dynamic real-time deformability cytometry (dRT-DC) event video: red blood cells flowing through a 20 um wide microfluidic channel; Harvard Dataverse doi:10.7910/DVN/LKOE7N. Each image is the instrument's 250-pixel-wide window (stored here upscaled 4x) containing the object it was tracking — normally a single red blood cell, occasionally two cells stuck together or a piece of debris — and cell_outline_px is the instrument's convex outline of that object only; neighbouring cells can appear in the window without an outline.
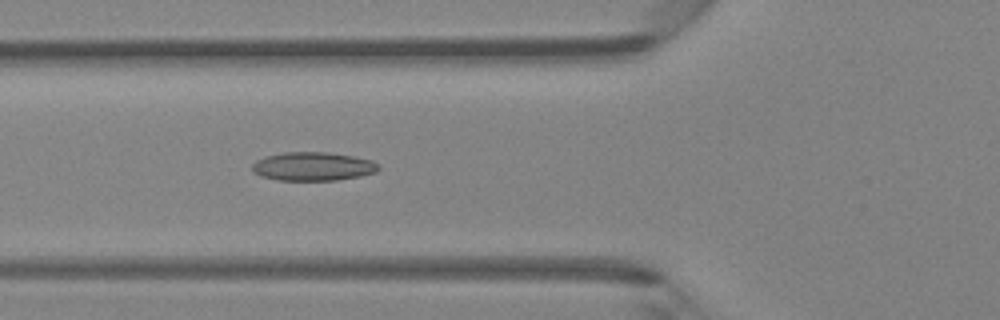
{"species": "Egyptian fruit bat (a non-hibernating species)", "species_latin": "Rousettus aegyptiacus", "temperature_condition": "room temperature", "stored_images_in_passage": 48, "camera_frame_rate_fps": 3000, "um_per_image_px": 0.085, "animal": {"sex": "female"}, "frame": {"image": 1, "passage_image": 18, "time_ms": 5.667, "image_size_px": [1000, 320], "cell_outline_px": [[380, 168], [376, 172], [360, 176], [336, 180], [276, 180], [260, 176], [252, 172], [252, 164], [256, 160], [264, 156], [284, 152], [328, 152], [352, 156], [372, 160], [380, 164]], "centroid_in_image_um": [26.58, 14.14], "position_along_channel_um": 99.2, "area_um2": 21.27}}
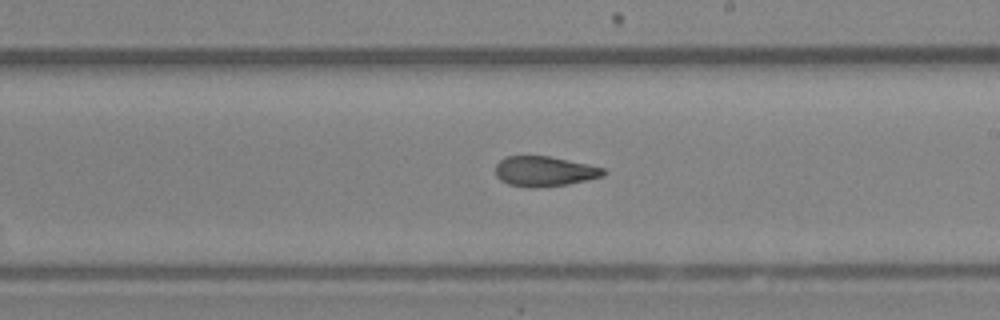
{"frame": {"image": 2, "passage_image": 28, "time_ms": 9.0, "image_size_px": [1000, 320], "cell_outline_px": [[608, 172], [604, 176], [568, 184], [532, 188], [528, 188], [508, 184], [500, 180], [496, 176], [496, 164], [504, 156], [548, 156], [588, 164], [604, 168]], "centroid_in_image_um": [46.27, 14.56], "position_along_channel_um": 242.7, "area_um2": 19.02}}
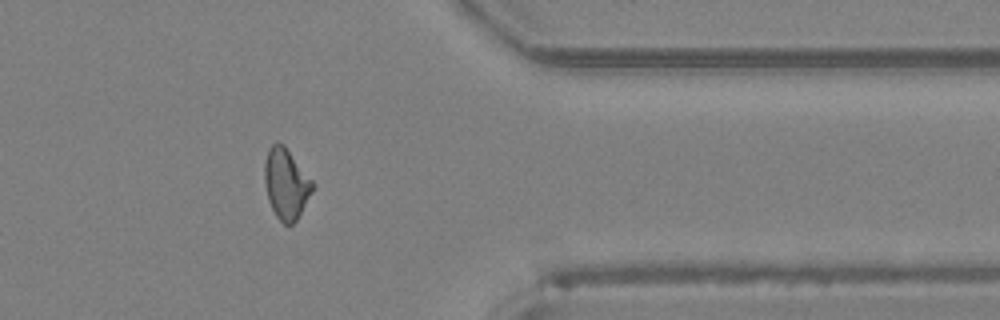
{"frame": {"image": 3, "passage_image": 39, "time_ms": 12.667, "image_size_px": [1000, 320], "cell_outline_px": [[316, 184], [312, 192], [296, 220], [292, 224], [284, 224], [276, 216], [268, 200], [264, 180], [264, 164], [268, 148], [276, 140], [284, 144]], "centroid_in_image_um": [24.31, 15.57], "position_along_channel_um": 387.1, "area_um2": 19.88}, "authors_computed_cell_mechanics": {"area_um2": 20.1144, "velocity_mm_per_s": 4.321, "shape_relaxation_time_tau1_ms": null, "shape_relaxation_time_tau2_ms": 2.997, "deformation_change_tau1": null, "deformation_change_tau2": 0.1065}}